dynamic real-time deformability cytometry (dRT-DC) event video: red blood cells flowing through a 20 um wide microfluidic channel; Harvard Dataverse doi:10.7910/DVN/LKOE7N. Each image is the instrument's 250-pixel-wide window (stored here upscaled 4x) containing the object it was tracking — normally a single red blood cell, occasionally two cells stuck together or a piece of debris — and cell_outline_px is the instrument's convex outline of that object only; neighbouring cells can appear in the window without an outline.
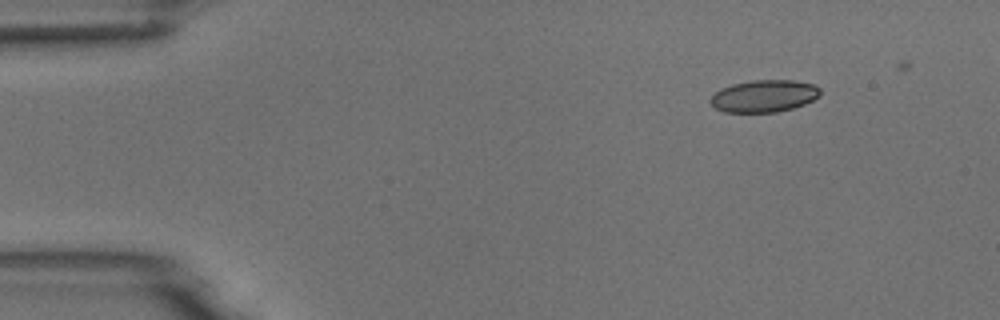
{"species": "common noctule bat (a hibernating species)", "species_latin": "Nyctalus noctula", "temperature_condition": "room temperature", "stored_images_in_passage": 3, "camera_frame_rate_fps": 3000, "um_per_image_px": 0.085, "animal": {"sex": "male", "body_mass_g": 18.8}, "frame": {"image": 1, "passage_image": 1, "time_ms": 0.0, "image_size_px": [1000, 320], "cell_outline_px": [[820, 96], [804, 104], [792, 108], [776, 112], [724, 112], [716, 108], [712, 104], [712, 96], [720, 88], [732, 84], [752, 80], [796, 80], [812, 84], [820, 88]], "centroid_in_image_um": [64.96, 8.15], "position_along_channel_um": 20.0, "area_um2": 20.46}}